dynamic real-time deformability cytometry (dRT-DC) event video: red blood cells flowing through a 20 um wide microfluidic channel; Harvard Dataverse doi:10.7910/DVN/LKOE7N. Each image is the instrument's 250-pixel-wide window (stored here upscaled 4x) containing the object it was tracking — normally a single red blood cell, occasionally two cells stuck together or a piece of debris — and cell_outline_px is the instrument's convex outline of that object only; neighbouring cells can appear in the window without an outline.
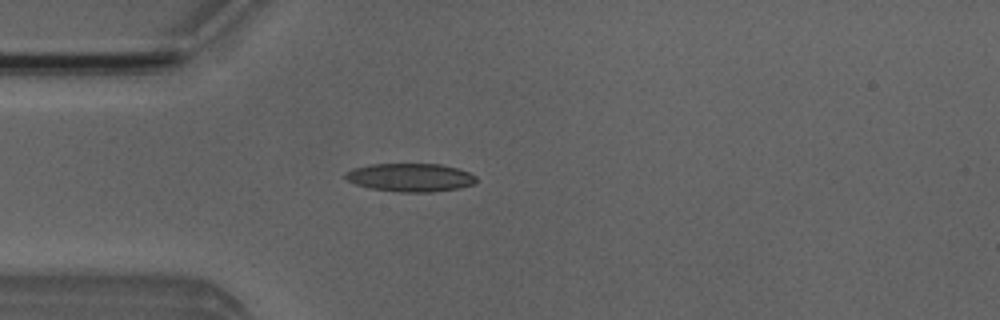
{"species": "Egyptian fruit bat (a non-hibernating species)", "species_latin": "Rousettus aegyptiacus", "temperature_condition": "room temperature", "stored_images_in_passage": 1, "camera_frame_rate_fps": 3000, "um_per_image_px": 0.085, "animal": {"sex": "male"}, "frame": {"image": 1, "passage_image": 1, "time_ms": 0.0, "image_size_px": [1000, 320], "cell_outline_px": [[476, 184], [460, 188], [432, 192], [400, 192], [368, 188], [356, 184], [348, 180], [344, 176], [344, 172], [352, 168], [368, 164], [440, 164], [456, 168], [468, 172], [476, 176]], "centroid_in_image_um": [34.86, 15.08], "position_along_channel_um": 50.1, "area_um2": 21.73}}